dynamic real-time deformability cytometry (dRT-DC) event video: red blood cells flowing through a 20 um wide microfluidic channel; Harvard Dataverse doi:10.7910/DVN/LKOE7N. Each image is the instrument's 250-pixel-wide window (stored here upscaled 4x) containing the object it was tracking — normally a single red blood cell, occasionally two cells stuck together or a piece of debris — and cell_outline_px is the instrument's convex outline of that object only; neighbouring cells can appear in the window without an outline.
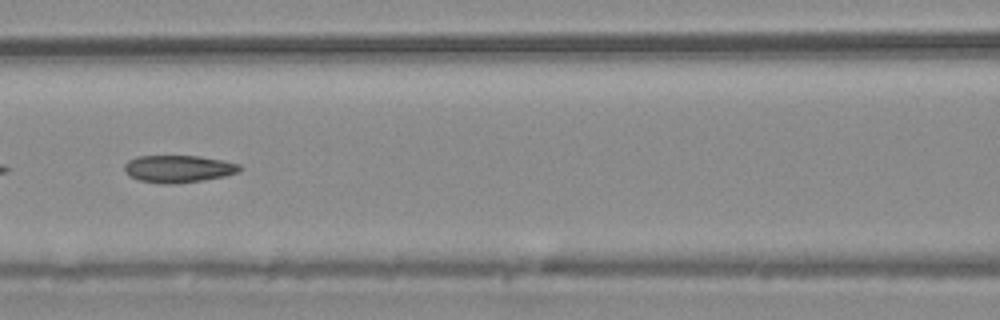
{"species": "common noctule bat (a hibernating species)", "species_latin": "Nyctalus noctula", "temperature_condition": "warm", "stored_images_in_passage": 14, "camera_frame_rate_fps": 3000, "um_per_image_px": 0.085, "animal": {"sex": "male", "body_mass_g": 20.4}, "frame": {"image": 1, "passage_image": 8, "time_ms": 2.333, "image_size_px": [1000, 320], "cell_outline_px": [[244, 168], [236, 172], [224, 176], [204, 180], [176, 184], [164, 184], [140, 180], [132, 176], [124, 168], [124, 164], [128, 160], [136, 156], [200, 156], [240, 164]], "centroid_in_image_um": [15.18, 14.35], "position_along_channel_um": 151.4, "area_um2": 18.21}}